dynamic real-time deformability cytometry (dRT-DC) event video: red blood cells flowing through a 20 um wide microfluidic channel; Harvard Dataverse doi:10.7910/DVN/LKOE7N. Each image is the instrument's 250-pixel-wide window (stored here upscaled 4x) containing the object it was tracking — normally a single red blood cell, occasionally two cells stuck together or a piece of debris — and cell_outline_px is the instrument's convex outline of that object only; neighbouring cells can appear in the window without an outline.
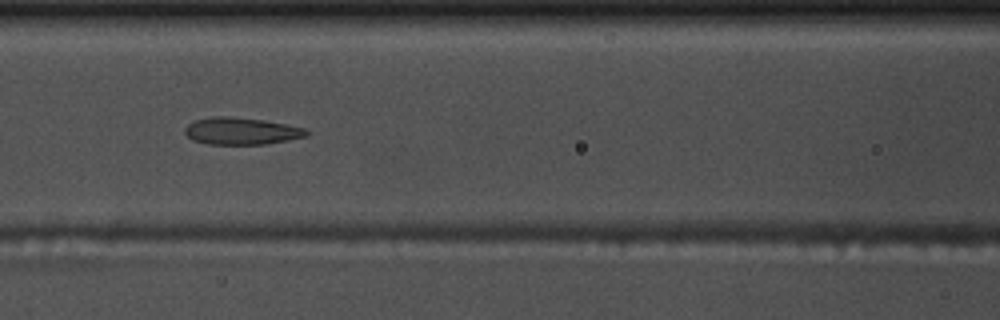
{"species": "common noctule bat (a hibernating species)", "species_latin": "Nyctalus noctula", "temperature_condition": "warm", "stored_images_in_passage": 9, "camera_frame_rate_fps": 3000, "um_per_image_px": 0.085, "animal": {"sex": "male", "body_mass_g": 17.5, "forearm_length_mm": 52.3}, "frame": {"image": 1, "passage_image": 6, "time_ms": 1.667, "image_size_px": [1000, 320], "cell_outline_px": [[308, 136], [288, 140], [264, 144], [208, 144], [192, 140], [184, 132], [184, 128], [188, 124], [196, 120], [212, 116], [228, 116], [264, 120], [304, 128], [308, 132]], "centroid_in_image_um": [20.48, 11.14], "position_along_channel_um": 146.1, "area_um2": 19.07}}
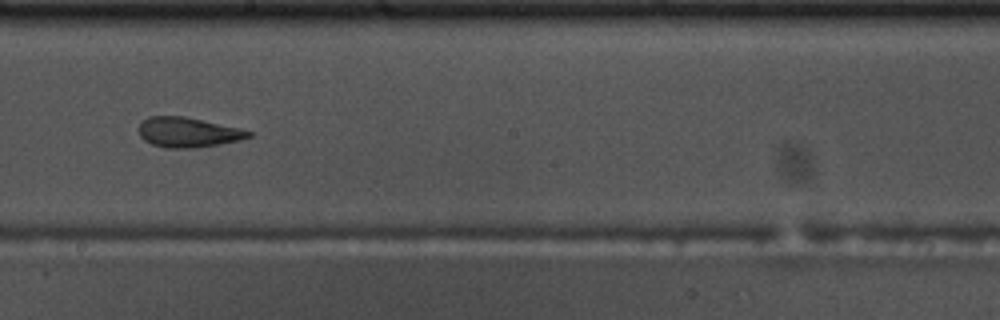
{"frame": {"image": 2, "passage_image": 8, "time_ms": 2.333, "image_size_px": [1000, 320], "cell_outline_px": [[252, 136], [240, 140], [192, 148], [164, 148], [152, 144], [144, 140], [140, 136], [140, 124], [148, 116], [184, 116], [240, 128], [252, 132]], "centroid_in_image_um": [15.97, 11.24], "position_along_channel_um": 232.2, "area_um2": 18.96}}